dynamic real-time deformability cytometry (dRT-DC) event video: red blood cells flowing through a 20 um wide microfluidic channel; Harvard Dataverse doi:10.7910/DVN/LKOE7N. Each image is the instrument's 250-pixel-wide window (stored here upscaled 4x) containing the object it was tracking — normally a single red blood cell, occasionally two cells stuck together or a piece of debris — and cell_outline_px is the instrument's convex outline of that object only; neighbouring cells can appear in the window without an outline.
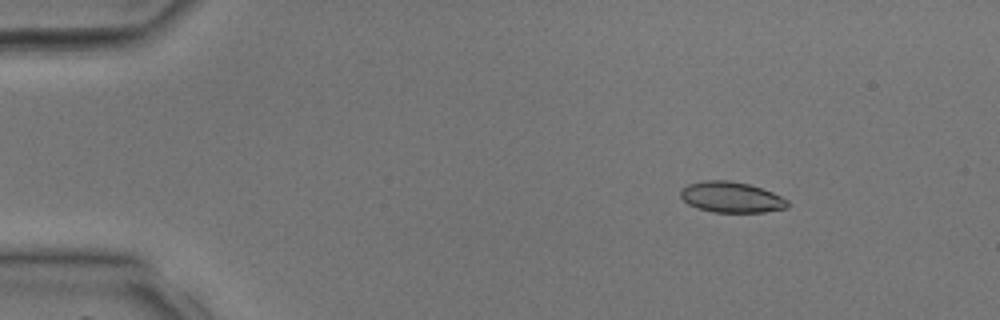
{"species": "common noctule bat (a hibernating species)", "species_latin": "Nyctalus noctula", "temperature_condition": "room temperature", "stored_images_in_passage": 37, "camera_frame_rate_fps": 3000, "um_per_image_px": 0.085, "animal": {"sex": "male", "body_mass_g": 17.9, "forearm_length_mm": 54.2}, "frame": {"image": 1, "passage_image": 4, "time_ms": 1.0, "image_size_px": [1000, 320], "cell_outline_px": [[788, 208], [764, 212], [712, 212], [696, 208], [688, 204], [680, 196], [680, 188], [688, 184], [704, 180], [728, 180], [748, 184], [772, 192], [788, 200]], "centroid_in_image_um": [62.13, 16.76], "position_along_channel_um": 22.9, "area_um2": 19.25}}
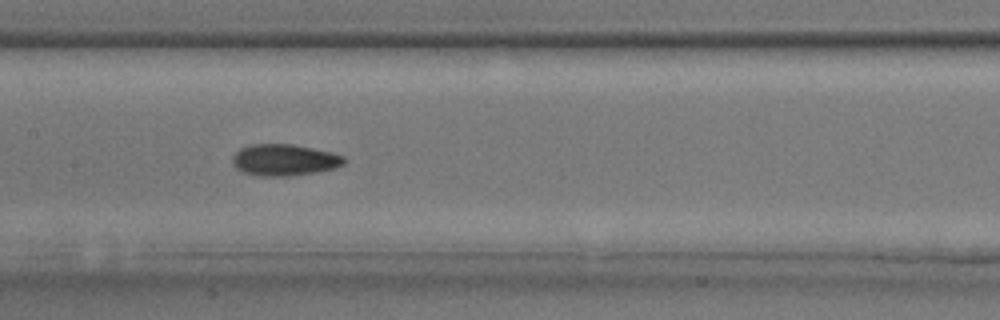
{"frame": {"image": 2, "passage_image": 18, "time_ms": 5.667, "image_size_px": [1000, 320], "cell_outline_px": [[344, 164], [336, 168], [288, 176], [260, 176], [244, 172], [236, 168], [232, 164], [232, 156], [240, 148], [248, 144], [292, 144], [332, 152], [344, 156]], "centroid_in_image_um": [24.14, 13.58], "position_along_channel_um": 183.3, "area_um2": 20.46}}
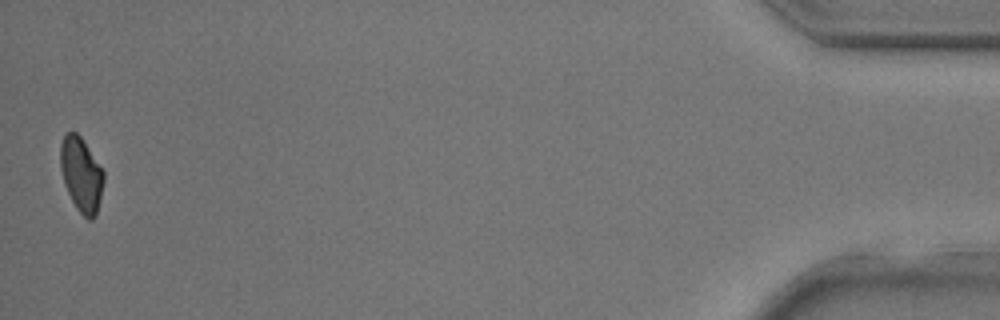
{"frame": {"image": 3, "passage_image": 37, "time_ms": 12.0, "image_size_px": [1000, 320], "cell_outline_px": [[104, 180], [96, 216], [92, 220], [88, 220], [76, 208], [64, 184], [60, 168], [60, 144], [64, 132], [76, 132], [80, 136], [104, 172]], "centroid_in_image_um": [6.89, 14.83], "position_along_channel_um": 428.3, "area_um2": 18.73}}